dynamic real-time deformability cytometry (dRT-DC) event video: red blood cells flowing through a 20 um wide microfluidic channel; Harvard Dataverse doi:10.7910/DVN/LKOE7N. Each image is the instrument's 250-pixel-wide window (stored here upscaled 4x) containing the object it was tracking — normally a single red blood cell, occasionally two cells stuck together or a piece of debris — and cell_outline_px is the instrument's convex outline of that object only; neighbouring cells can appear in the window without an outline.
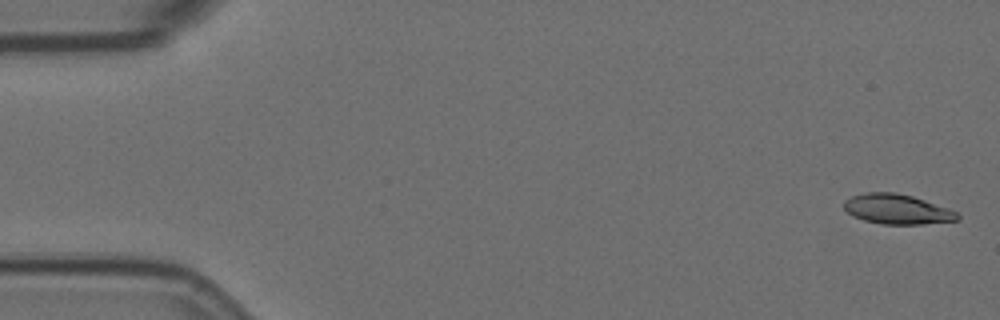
{"species": "Egyptian fruit bat (a non-hibernating species)", "species_latin": "Rousettus aegyptiacus", "temperature_condition": "room temperature", "stored_images_in_passage": 14, "camera_frame_rate_fps": 3000, "um_per_image_px": 0.085, "animal": {"sex": "female"}, "frame": {"image": 1, "passage_image": 1, "time_ms": 0.0, "image_size_px": [1000, 320], "cell_outline_px": [[960, 220], [920, 224], [884, 224], [864, 220], [848, 212], [844, 208], [844, 200], [852, 196], [864, 192], [896, 192], [912, 196], [948, 208], [956, 212], [960, 216]], "centroid_in_image_um": [76.26, 17.77], "position_along_channel_um": 8.7, "area_um2": 19.59}}
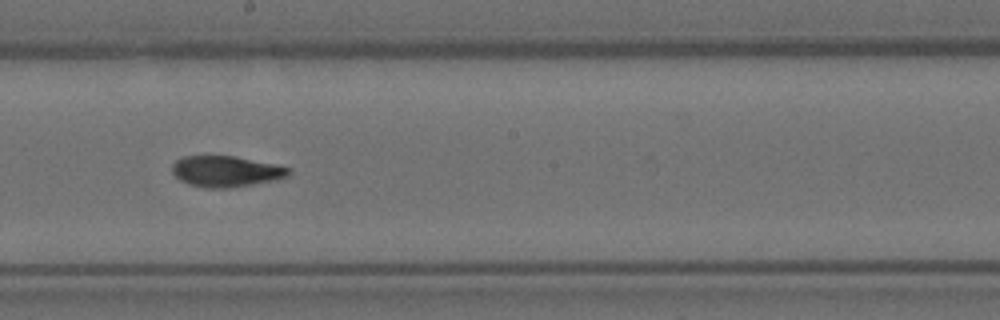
{"frame": {"image": 2, "passage_image": 9, "time_ms": 2.667, "image_size_px": [1000, 320], "cell_outline_px": [[292, 172], [288, 176], [276, 180], [228, 188], [204, 188], [188, 184], [180, 180], [172, 172], [172, 164], [176, 160], [184, 156], [236, 156], [292, 168]], "centroid_in_image_um": [19.22, 14.57], "position_along_channel_um": 229.0, "area_um2": 21.1}}
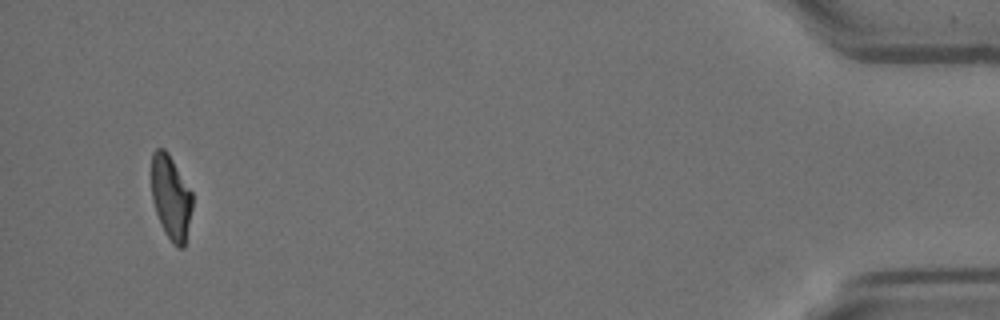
{"frame": {"image": 3, "passage_image": 14, "time_ms": 4.333, "image_size_px": [1000, 320], "cell_outline_px": [[192, 208], [184, 248], [176, 248], [172, 244], [164, 232], [160, 224], [152, 200], [152, 152], [156, 148], [164, 148], [168, 152], [192, 192]], "centroid_in_image_um": [14.52, 16.8], "position_along_channel_um": 420.7, "area_um2": 20.17}}